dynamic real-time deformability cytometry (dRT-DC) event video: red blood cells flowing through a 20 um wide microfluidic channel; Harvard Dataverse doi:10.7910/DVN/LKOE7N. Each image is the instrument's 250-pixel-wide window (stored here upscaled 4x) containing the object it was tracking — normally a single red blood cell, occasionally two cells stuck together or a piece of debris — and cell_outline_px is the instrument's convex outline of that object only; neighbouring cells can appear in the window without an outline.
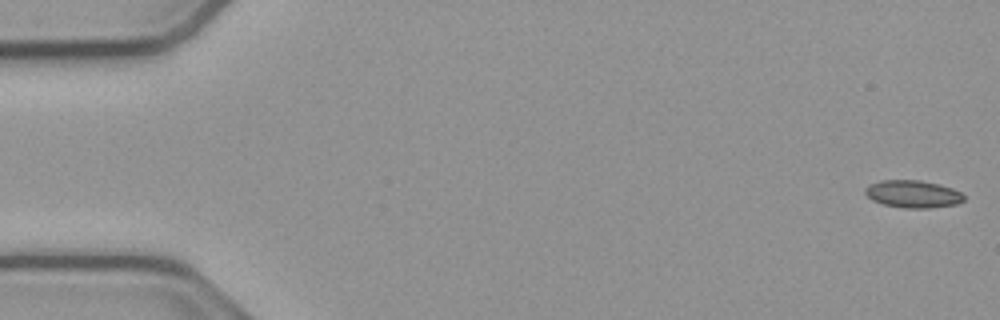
{"species": "common noctule bat (a hibernating species)", "species_latin": "Nyctalus noctula", "temperature_condition": "cold", "stored_images_in_passage": 16, "camera_frame_rate_fps": 3000, "um_per_image_px": 0.085, "animal": {"sex": "male", "body_mass_g": 23.1, "forearm_length_mm": 52.7}, "frame": {"image": 1, "passage_image": 1, "time_ms": 0.0, "image_size_px": [1000, 320], "cell_outline_px": [[964, 200], [956, 204], [928, 208], [904, 208], [884, 204], [872, 200], [864, 192], [864, 188], [868, 184], [880, 180], [920, 180], [952, 188], [960, 192], [964, 196]], "centroid_in_image_um": [77.56, 16.48], "position_along_channel_um": 7.4, "area_um2": 15.72}}
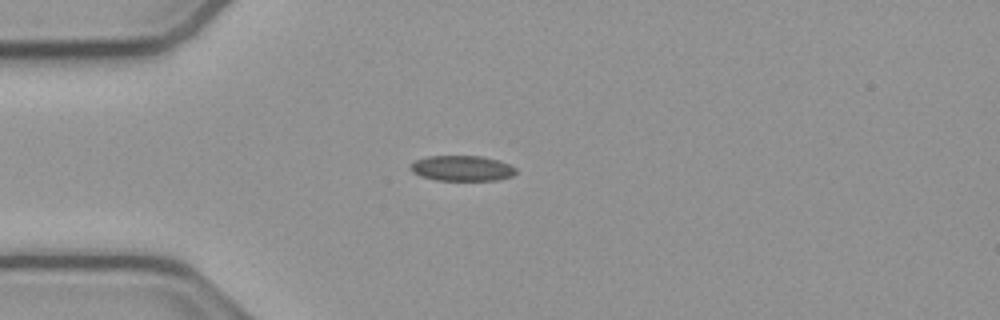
{"frame": {"image": 2, "passage_image": 14, "time_ms": 4.333, "image_size_px": [1000, 320], "cell_outline_px": [[516, 172], [512, 176], [496, 180], [436, 180], [420, 176], [412, 172], [408, 168], [416, 160], [428, 156], [480, 156], [500, 160], [516, 168]], "centroid_in_image_um": [39.26, 14.3], "position_along_channel_um": 45.7, "area_um2": 15.61}}